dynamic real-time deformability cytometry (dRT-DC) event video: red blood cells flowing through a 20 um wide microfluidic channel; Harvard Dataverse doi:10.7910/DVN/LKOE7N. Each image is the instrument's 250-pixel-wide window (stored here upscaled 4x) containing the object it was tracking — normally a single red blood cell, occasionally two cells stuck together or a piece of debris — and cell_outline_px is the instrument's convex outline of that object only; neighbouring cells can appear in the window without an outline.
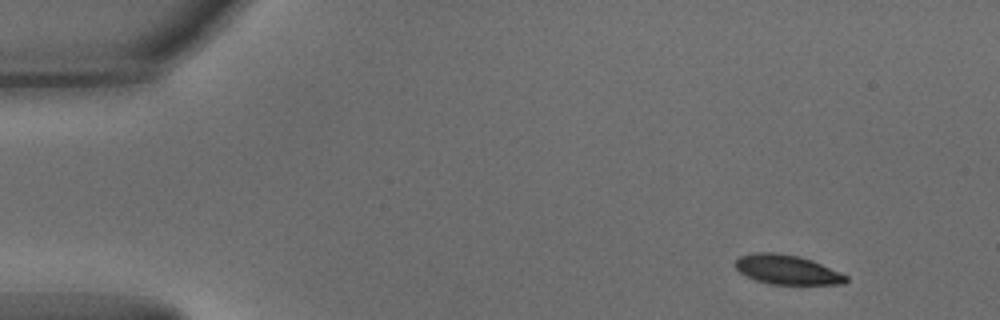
{"species": "common noctule bat (a hibernating species)", "species_latin": "Nyctalus noctula", "temperature_condition": "warm", "stored_images_in_passage": 49, "camera_frame_rate_fps": 3000, "um_per_image_px": 0.085, "animal": {"sex": "male", "body_mass_g": 15.6}, "frame": {"image": 1, "passage_image": 1, "time_ms": 0.0, "image_size_px": [1000, 320], "cell_outline_px": [[848, 280], [844, 284], [768, 284], [756, 280], [740, 272], [736, 268], [736, 260], [740, 256], [756, 252], [776, 252], [800, 256], [812, 260], [840, 272], [848, 276]], "centroid_in_image_um": [66.92, 22.92], "position_along_channel_um": 18.1, "area_um2": 18.96}}
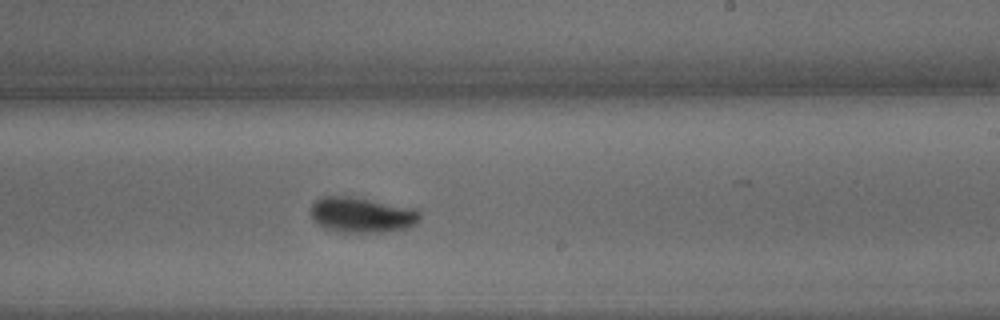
{"frame": {"image": 2, "passage_image": 28, "time_ms": 9.0, "image_size_px": [1000, 320], "cell_outline_px": [[420, 220], [416, 224], [408, 228], [392, 232], [340, 232], [324, 228], [316, 224], [312, 216], [312, 204], [316, 200], [324, 196], [352, 196], [416, 208], [420, 212]], "centroid_in_image_um": [30.8, 18.27], "position_along_channel_um": 258.2, "area_um2": 22.83}}
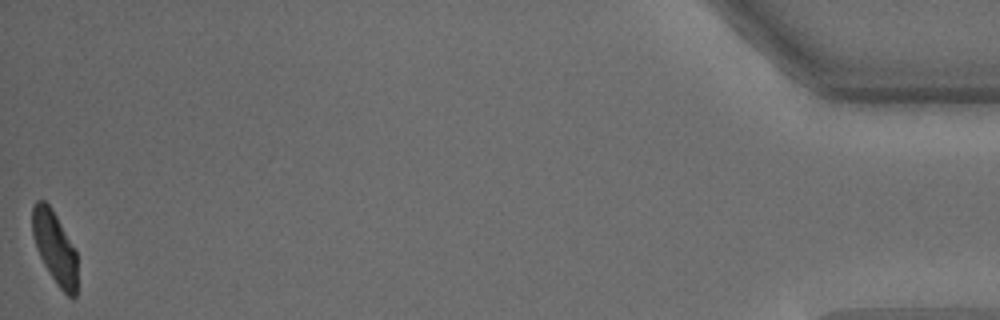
{"frame": {"image": 3, "passage_image": 49, "time_ms": 16.0, "image_size_px": [1000, 320], "cell_outline_px": [[76, 296], [68, 296], [56, 284], [44, 264], [36, 248], [32, 236], [32, 204], [36, 200], [44, 200], [48, 204], [56, 216], [76, 248]], "centroid_in_image_um": [4.63, 21.0], "position_along_channel_um": 430.6, "area_um2": 18.9}, "authors_computed_cell_mechanics": {"area_um2": 20.9814, "velocity_mm_per_s": 3.794, "shape_relaxation_time_tau1_ms": 2.4591, "shape_relaxation_time_tau2_ms": 2.3397, "deformation_change_tau1": 0.1439, "deformation_change_tau2": 0.0656}}